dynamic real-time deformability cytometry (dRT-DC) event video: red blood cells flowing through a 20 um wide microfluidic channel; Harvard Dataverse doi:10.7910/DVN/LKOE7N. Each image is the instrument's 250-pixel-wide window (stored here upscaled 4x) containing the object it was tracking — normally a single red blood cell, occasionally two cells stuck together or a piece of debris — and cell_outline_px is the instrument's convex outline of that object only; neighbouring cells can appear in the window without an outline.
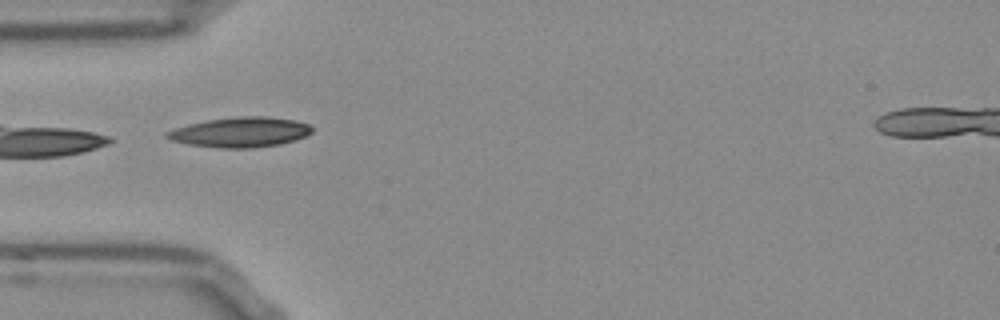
{"species": "Egyptian fruit bat (a non-hibernating species)", "species_latin": "Rousettus aegyptiacus", "temperature_condition": "room temperature", "stored_images_in_passage": 38, "camera_frame_rate_fps": 3000, "um_per_image_px": 0.085, "frame": {"image": 1, "passage_image": 1, "time_ms": 0.0, "image_size_px": [1000, 320], "cell_outline_px": [[312, 132], [304, 136], [280, 144], [252, 148], [220, 148], [188, 144], [172, 140], [164, 136], [164, 132], [172, 128], [188, 124], [208, 120], [236, 116], [268, 116], [296, 120], [308, 124], [312, 128]], "centroid_in_image_um": [20.38, 11.22], "position_along_channel_um": 64.6, "area_um2": 25.43}}
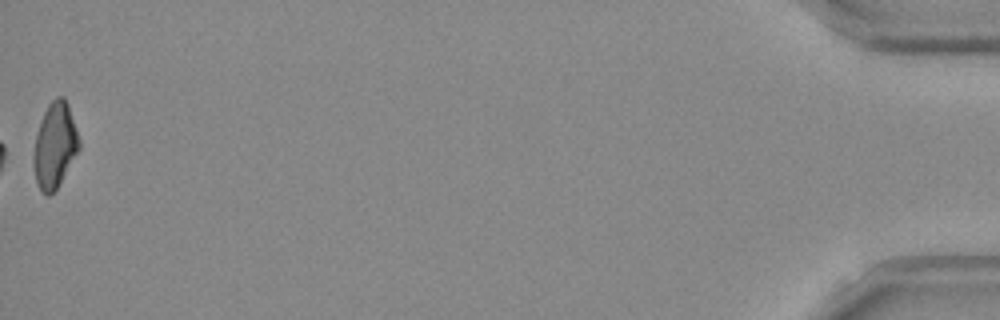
{"frame": {"image": 2, "passage_image": 38, "time_ms": 12.333, "image_size_px": [1000, 320], "cell_outline_px": [[80, 148], [56, 188], [48, 196], [36, 184], [32, 160], [36, 136], [44, 112], [48, 104], [56, 96], [64, 96], [68, 104], [80, 140]], "centroid_in_image_um": [4.65, 12.33], "position_along_channel_um": 430.5, "area_um2": 22.31}}